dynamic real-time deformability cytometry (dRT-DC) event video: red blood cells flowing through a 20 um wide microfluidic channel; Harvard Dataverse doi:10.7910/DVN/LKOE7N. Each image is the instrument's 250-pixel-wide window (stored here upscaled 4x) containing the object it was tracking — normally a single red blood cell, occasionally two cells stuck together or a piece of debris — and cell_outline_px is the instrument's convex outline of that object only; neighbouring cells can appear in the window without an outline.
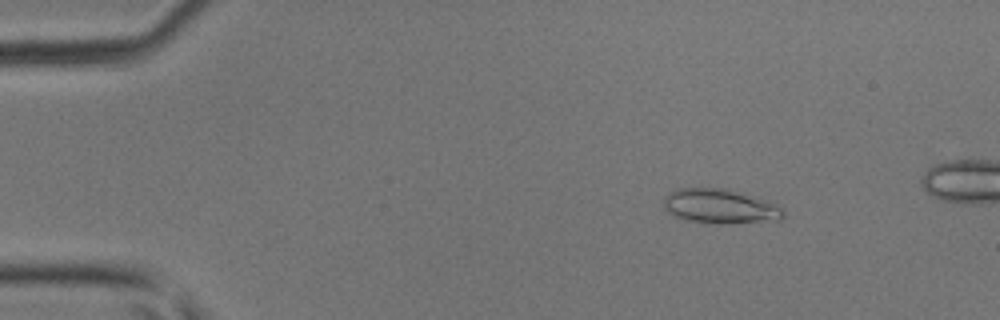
{"species": "common noctule bat (a hibernating species)", "species_latin": "Nyctalus noctula", "temperature_condition": "room temperature", "stored_images_in_passage": 11, "camera_frame_rate_fps": 3000, "um_per_image_px": 0.085, "animal": {"sex": "male", "body_mass_g": 17.9, "forearm_length_mm": 54.2}, "frame": {"image": 1, "passage_image": 7, "time_ms": 2.0, "image_size_px": [1000, 320], "cell_outline_px": [[784, 216], [780, 220], [716, 224], [688, 220], [676, 216], [668, 212], [664, 208], [664, 196], [680, 188], [728, 188], [780, 204], [784, 212]], "centroid_in_image_um": [61.26, 17.53], "position_along_channel_um": 23.7, "area_um2": 24.16}}